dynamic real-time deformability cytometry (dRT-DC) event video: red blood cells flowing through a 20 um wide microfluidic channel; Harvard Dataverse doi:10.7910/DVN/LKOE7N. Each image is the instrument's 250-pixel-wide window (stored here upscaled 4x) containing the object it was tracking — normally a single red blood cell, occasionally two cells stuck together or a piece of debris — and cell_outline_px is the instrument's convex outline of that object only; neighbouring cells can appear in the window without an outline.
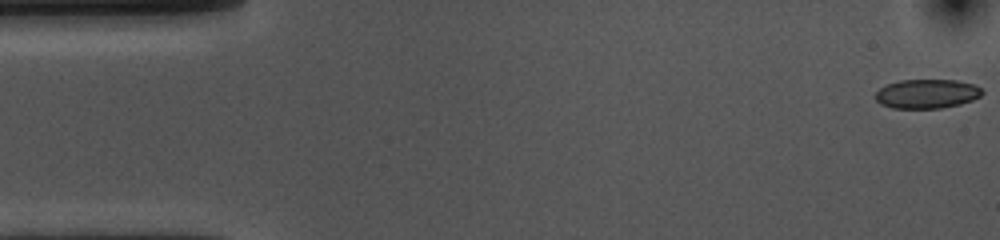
{"species": "common noctule bat (a hibernating species)", "species_latin": "Nyctalus noctula", "temperature_condition": "cold", "stored_images_in_passage": 54, "camera_frame_rate_fps": 3000, "um_per_image_px": 0.085, "animal": {"sex": "female", "body_mass_g": 10.0, "forearm_length_mm": 53.1}, "frame": {"image": 1, "passage_image": 1, "time_ms": 0.0, "image_size_px": [1000, 240], "cell_outline_px": [[984, 92], [980, 96], [972, 100], [960, 104], [940, 108], [892, 108], [880, 104], [876, 100], [876, 92], [880, 88], [888, 84], [900, 80], [956, 80], [972, 84], [980, 88]], "centroid_in_image_um": [78.77, 7.97], "position_along_channel_um": 6.2, "area_um2": 18.03}}
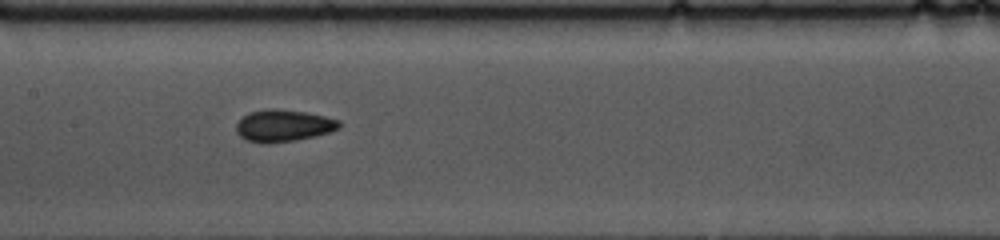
{"frame": {"image": 2, "passage_image": 25, "time_ms": 8.0, "image_size_px": [1000, 240], "cell_outline_px": [[340, 128], [316, 136], [296, 140], [268, 144], [244, 140], [236, 132], [236, 124], [248, 112], [268, 108], [276, 108], [308, 112], [340, 120]], "centroid_in_image_um": [24.08, 10.68], "position_along_channel_um": 183.3, "area_um2": 19.42}}
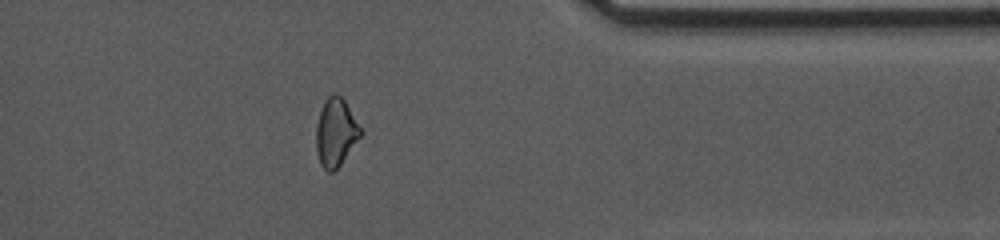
{"frame": {"image": 3, "passage_image": 43, "time_ms": 14.0, "image_size_px": [1000, 240], "cell_outline_px": [[364, 132], [340, 164], [332, 172], [328, 172], [320, 164], [316, 152], [316, 124], [324, 100], [332, 92], [336, 92], [344, 100]], "centroid_in_image_um": [28.53, 11.23], "position_along_channel_um": 382.9, "area_um2": 17.63}, "authors_computed_cell_mechanics": {"area_um2": 18.4382, "velocity_mm_per_s": 3.6379, "shape_relaxation_time_tau1_ms": 3.5334, "shape_relaxation_time_tau2_ms": 4.1929, "deformation_change_tau1": 0.0777, "deformation_change_tau2": 0.0618}}